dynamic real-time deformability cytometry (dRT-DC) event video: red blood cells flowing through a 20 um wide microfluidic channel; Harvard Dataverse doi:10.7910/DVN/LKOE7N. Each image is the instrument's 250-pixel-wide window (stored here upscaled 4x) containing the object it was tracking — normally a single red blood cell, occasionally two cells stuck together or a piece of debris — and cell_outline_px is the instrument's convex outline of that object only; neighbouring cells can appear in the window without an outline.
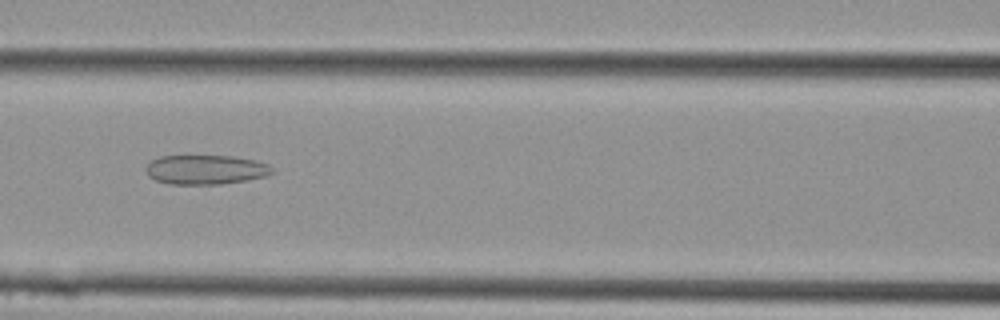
{"species": "Egyptian fruit bat (a non-hibernating species)", "species_latin": "Rousettus aegyptiacus", "temperature_condition": "cold", "stored_images_in_passage": 7, "camera_frame_rate_fps": 3000, "um_per_image_px": 0.085, "animal": {"sex": "female"}, "frame": {"image": 1, "passage_image": 4, "time_ms": 1.0, "image_size_px": [1000, 320], "cell_outline_px": [[272, 172], [268, 176], [220, 184], [168, 184], [156, 180], [148, 176], [144, 168], [152, 160], [160, 156], [232, 156], [256, 160], [268, 164], [272, 168]], "centroid_in_image_um": [17.46, 14.42], "position_along_channel_um": 149.1, "area_um2": 21.62}}
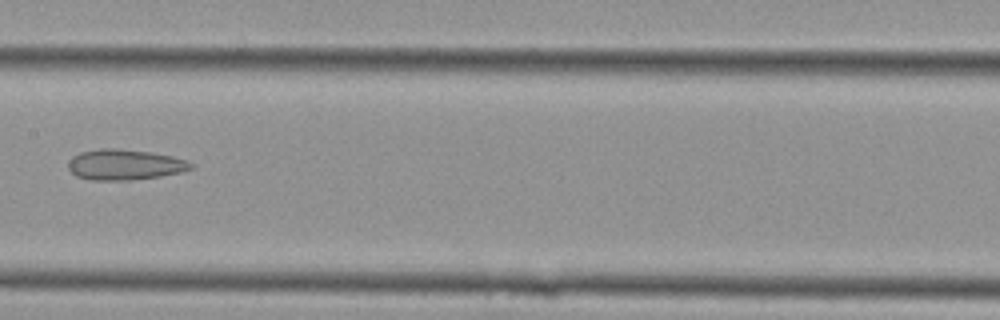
{"frame": {"image": 2, "passage_image": 6, "time_ms": 1.667, "image_size_px": [1000, 320], "cell_outline_px": [[196, 164], [192, 168], [180, 172], [160, 176], [128, 180], [92, 180], [76, 176], [68, 168], [68, 160], [72, 156], [80, 152], [100, 148], [116, 148], [152, 152], [172, 156]], "centroid_in_image_um": [10.58, 13.98], "position_along_channel_um": 196.8, "area_um2": 21.91}}